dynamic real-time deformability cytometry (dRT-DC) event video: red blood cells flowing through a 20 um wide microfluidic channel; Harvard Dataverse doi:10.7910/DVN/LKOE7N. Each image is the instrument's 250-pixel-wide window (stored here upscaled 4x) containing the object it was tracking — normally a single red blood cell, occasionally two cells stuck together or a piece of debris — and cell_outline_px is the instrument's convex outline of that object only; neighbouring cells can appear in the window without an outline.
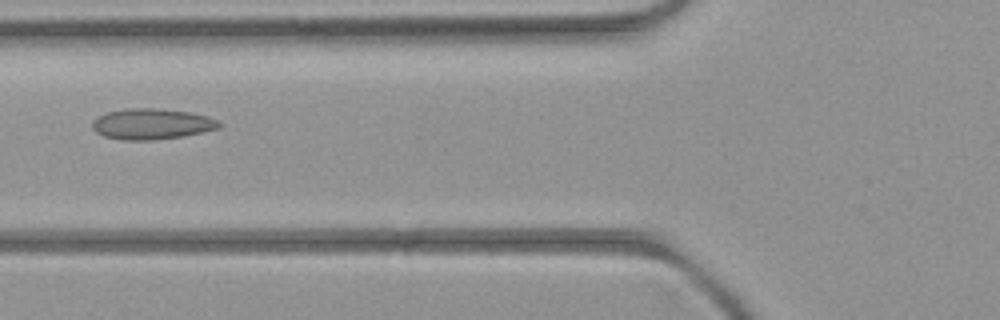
{"species": "common noctule bat (a hibernating species)", "species_latin": "Nyctalus noctula", "temperature_condition": "room temperature", "stored_images_in_passage": 2, "camera_frame_rate_fps": 3000, "um_per_image_px": 0.085, "animal": {"sex": "female", "body_mass_g": 21.9}, "frame": {"image": 1, "passage_image": 2, "time_ms": 1.333, "image_size_px": [1000, 320], "cell_outline_px": [[224, 124], [220, 128], [184, 136], [152, 140], [124, 140], [104, 136], [96, 132], [92, 128], [92, 120], [108, 112], [124, 108], [160, 108], [188, 112], [208, 116], [220, 120]], "centroid_in_image_um": [12.94, 10.53], "position_along_channel_um": 112.9, "area_um2": 22.95}}